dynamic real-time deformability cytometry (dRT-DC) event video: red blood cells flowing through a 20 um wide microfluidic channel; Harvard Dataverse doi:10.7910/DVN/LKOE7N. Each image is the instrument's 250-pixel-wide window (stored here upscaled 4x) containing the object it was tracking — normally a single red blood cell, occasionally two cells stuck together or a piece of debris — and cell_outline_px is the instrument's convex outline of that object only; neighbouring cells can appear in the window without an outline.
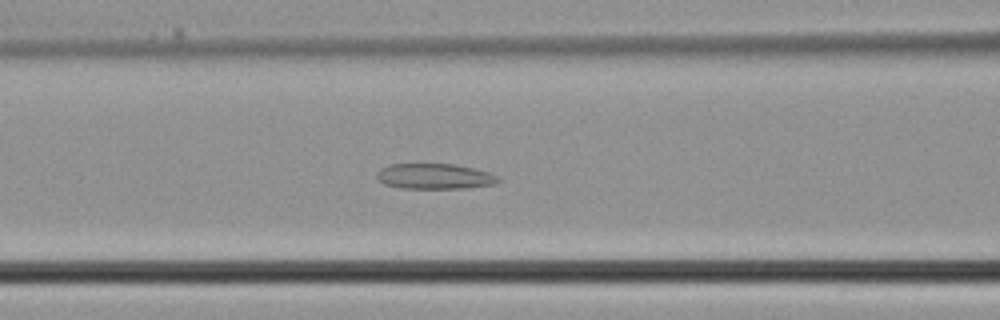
{"species": "common noctule bat (a hibernating species)", "species_latin": "Nyctalus noctula", "temperature_condition": "cold", "stored_images_in_passage": 31, "camera_frame_rate_fps": 3000, "um_per_image_px": 0.085, "animal": {"sex": "male", "body_mass_g": 21.5, "forearm_length_mm": 52.0}, "frame": {"image": 1, "passage_image": 11, "time_ms": 3.333, "image_size_px": [1000, 320], "cell_outline_px": [[500, 180], [492, 184], [468, 188], [400, 188], [384, 184], [376, 176], [376, 172], [380, 168], [388, 164], [456, 164], [488, 172], [500, 176]], "centroid_in_image_um": [36.92, 14.98], "position_along_channel_um": 129.7, "area_um2": 18.03}}
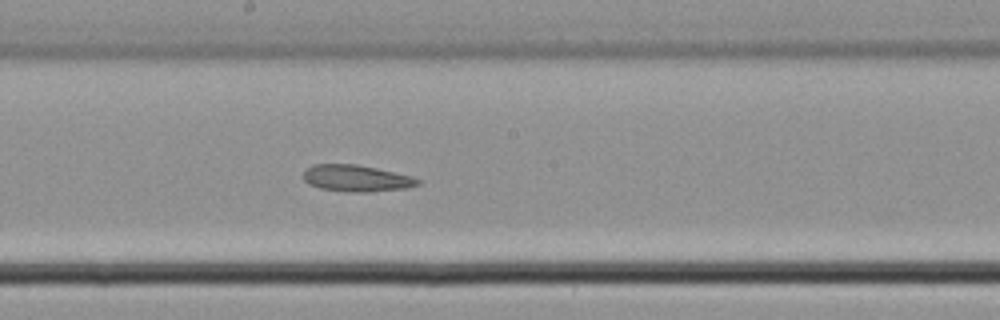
{"frame": {"image": 2, "passage_image": 16, "time_ms": 5.0, "image_size_px": [1000, 320], "cell_outline_px": [[420, 184], [408, 188], [372, 192], [356, 192], [320, 188], [308, 184], [304, 180], [304, 172], [312, 164], [356, 164], [376, 168], [412, 176], [420, 180]], "centroid_in_image_um": [30.32, 15.15], "position_along_channel_um": 217.9, "area_um2": 17.69}}
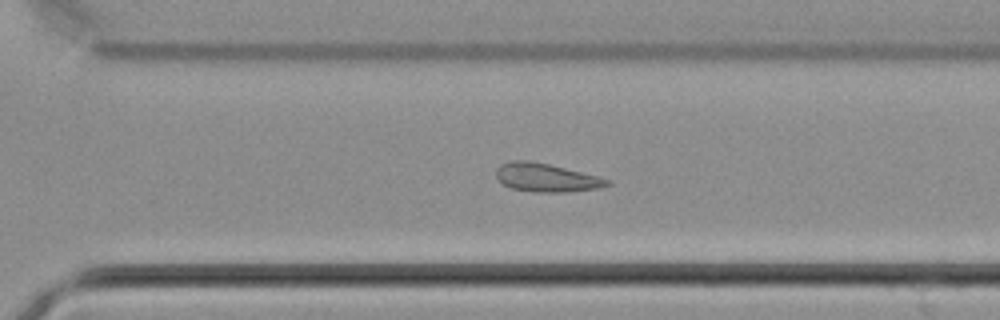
{"frame": {"image": 3, "passage_image": 22, "time_ms": 7.0, "image_size_px": [1000, 320], "cell_outline_px": [[612, 184], [600, 188], [564, 192], [540, 192], [512, 188], [504, 184], [496, 176], [496, 168], [500, 164], [508, 160], [528, 160], [548, 164], [612, 180]], "centroid_in_image_um": [46.43, 15.09], "position_along_channel_um": 324.2, "area_um2": 18.21}}